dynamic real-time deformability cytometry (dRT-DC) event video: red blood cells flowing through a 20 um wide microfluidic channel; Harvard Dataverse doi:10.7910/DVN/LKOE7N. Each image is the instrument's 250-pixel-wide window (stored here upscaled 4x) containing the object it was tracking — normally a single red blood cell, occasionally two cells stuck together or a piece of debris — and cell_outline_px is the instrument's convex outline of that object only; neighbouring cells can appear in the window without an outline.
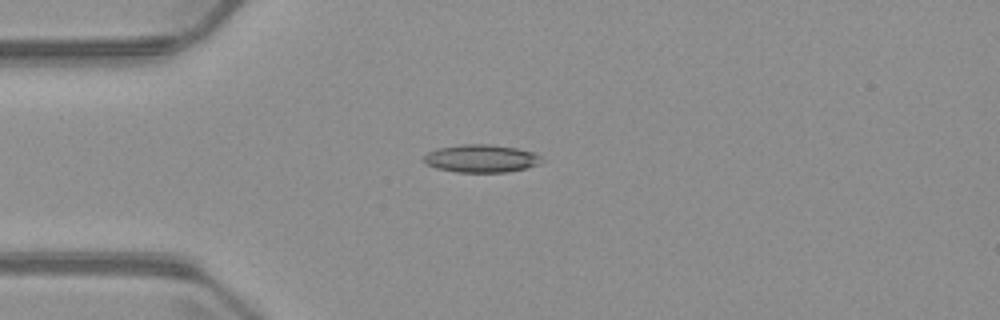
{"species": "common noctule bat (a hibernating species)", "species_latin": "Nyctalus noctula", "temperature_condition": "warm", "stored_images_in_passage": 2, "camera_frame_rate_fps": 3000, "um_per_image_px": 0.085, "animal": {"sex": "male", "body_mass_g": 23.1, "forearm_length_mm": 52.7}, "frame": {"image": 1, "passage_image": 1, "time_ms": 0.0, "image_size_px": [1000, 320], "cell_outline_px": [[544, 160], [540, 164], [528, 168], [508, 172], [456, 172], [436, 168], [424, 164], [424, 156], [428, 152], [436, 148], [460, 144], [488, 144], [516, 148], [532, 152], [540, 156]], "centroid_in_image_um": [40.89, 13.47], "position_along_channel_um": 44.1, "area_um2": 19.31}}